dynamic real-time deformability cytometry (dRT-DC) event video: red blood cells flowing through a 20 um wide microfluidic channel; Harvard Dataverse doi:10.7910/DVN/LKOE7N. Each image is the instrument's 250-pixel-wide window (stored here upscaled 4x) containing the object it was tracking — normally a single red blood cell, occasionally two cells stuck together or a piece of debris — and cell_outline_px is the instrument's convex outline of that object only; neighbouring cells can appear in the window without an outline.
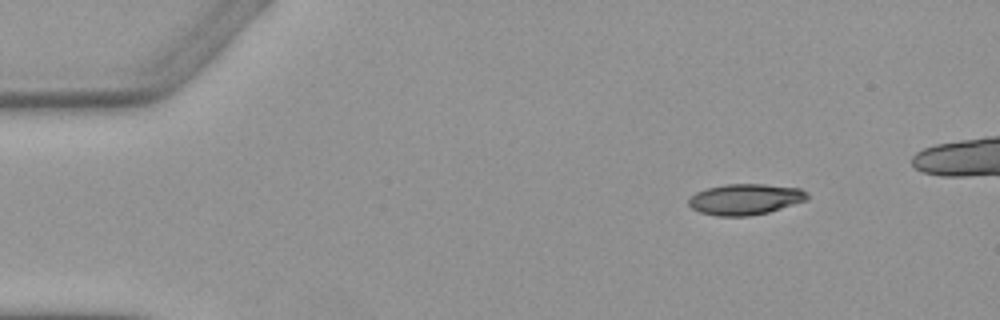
{"species": "Egyptian fruit bat (a non-hibernating species)", "species_latin": "Rousettus aegyptiacus", "temperature_condition": "warm", "stored_images_in_passage": 4, "camera_frame_rate_fps": 3000, "um_per_image_px": 0.085, "animal": {"sex": "female"}, "frame": {"image": 1, "passage_image": 1, "time_ms": 0.0, "image_size_px": [1000, 320], "cell_outline_px": [[808, 200], [768, 212], [748, 216], [716, 216], [700, 212], [692, 208], [688, 204], [688, 200], [696, 192], [708, 188], [724, 184], [764, 184], [800, 188], [808, 192]], "centroid_in_image_um": [63.36, 16.94], "position_along_channel_um": 21.6, "area_um2": 21.39}}